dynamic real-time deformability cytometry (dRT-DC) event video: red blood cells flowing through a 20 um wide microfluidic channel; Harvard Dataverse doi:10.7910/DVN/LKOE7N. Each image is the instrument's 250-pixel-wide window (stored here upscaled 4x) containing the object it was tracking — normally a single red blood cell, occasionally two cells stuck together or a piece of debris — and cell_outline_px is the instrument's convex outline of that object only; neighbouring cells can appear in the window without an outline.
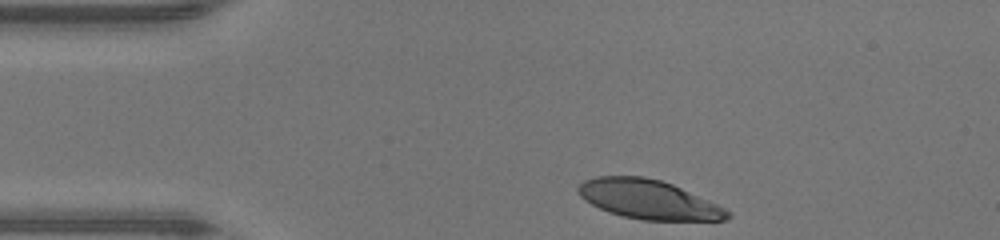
{"species": "human", "species_latin": "Homo sapiens", "temperature_condition": "warm", "stored_images_in_passage": 30, "camera_frame_rate_fps": 3000, "um_per_image_px": 0.085, "donor": {"sex": "male"}, "frame": {"image": 1, "passage_image": 1, "time_ms": 0.0, "image_size_px": [1000, 240], "cell_outline_px": [[732, 216], [724, 220], [644, 220], [624, 216], [608, 212], [584, 200], [576, 192], [576, 188], [584, 180], [596, 176], [644, 176], [660, 180], [672, 184], [716, 204], [732, 212]], "centroid_in_image_um": [55.09, 16.95], "position_along_channel_um": 29.9, "area_um2": 33.87}}
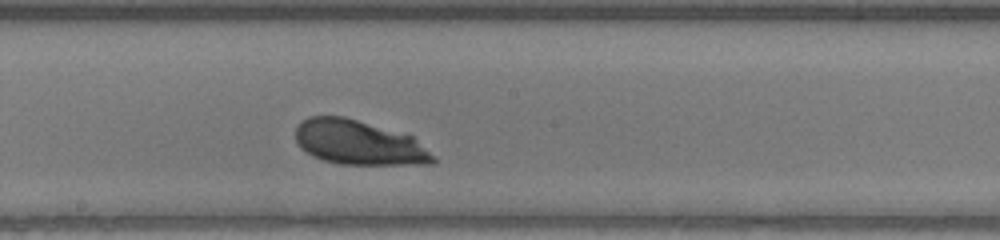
{"frame": {"image": 2, "passage_image": 18, "time_ms": 5.667, "image_size_px": [1000, 240], "cell_outline_px": [[436, 160], [432, 164], [340, 164], [324, 160], [312, 156], [300, 148], [296, 140], [296, 128], [300, 120], [308, 116], [344, 116], [412, 136], [436, 156]], "centroid_in_image_um": [30.47, 12.12], "position_along_channel_um": 217.7, "area_um2": 35.66}}
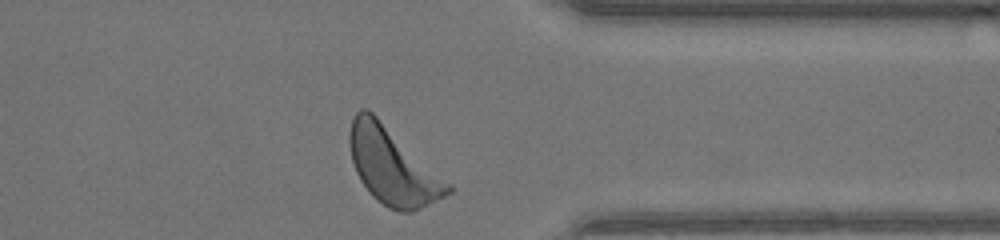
{"frame": {"image": 3, "passage_image": 30, "time_ms": 9.667, "image_size_px": [1000, 240], "cell_outline_px": [[452, 192], [412, 212], [396, 212], [388, 208], [376, 200], [372, 196], [360, 180], [356, 172], [352, 160], [348, 140], [348, 136], [352, 120], [356, 112], [360, 108], [368, 108], [452, 184]], "centroid_in_image_um": [33.36, 14.13], "position_along_channel_um": 378.0, "area_um2": 43.87}, "authors_computed_cell_mechanics": {"area_um2": 36.3851, "velocity_mm_per_s": 4.2502, "shape_relaxation_time_tau1_ms": 1.5138, "shape_relaxation_time_tau2_ms": null, "deformation_change_tau1": 0.1675, "deformation_change_tau2": null}}